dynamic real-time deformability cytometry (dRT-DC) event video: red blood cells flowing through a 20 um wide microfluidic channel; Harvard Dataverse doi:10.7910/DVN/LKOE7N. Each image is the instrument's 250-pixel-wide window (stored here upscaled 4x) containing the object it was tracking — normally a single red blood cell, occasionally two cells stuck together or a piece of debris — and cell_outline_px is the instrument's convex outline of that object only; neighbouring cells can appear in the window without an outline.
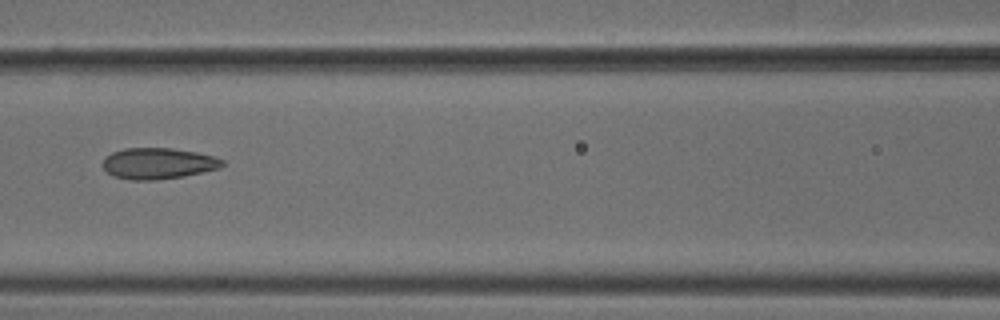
{"species": "common noctule bat (a hibernating species)", "species_latin": "Nyctalus noctula", "temperature_condition": "cold", "stored_images_in_passage": 6, "camera_frame_rate_fps": 3000, "um_per_image_px": 0.085, "animal": {"sex": "male", "body_mass_g": 18.8}, "frame": {"image": 1, "passage_image": 5, "time_ms": 1.333, "image_size_px": [1000, 320], "cell_outline_px": [[224, 164], [216, 168], [184, 176], [156, 180], [132, 180], [116, 176], [108, 172], [104, 168], [104, 160], [112, 152], [124, 148], [172, 148], [196, 152], [212, 156], [224, 160]], "centroid_in_image_um": [13.44, 13.88], "position_along_channel_um": 153.2, "area_um2": 21.27}}
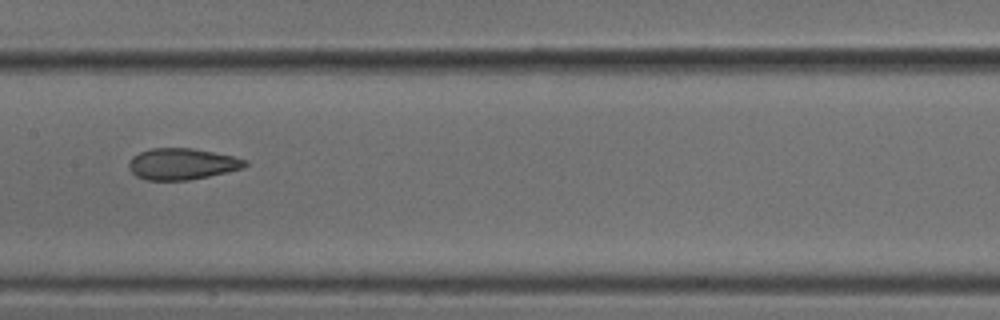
{"frame": {"image": 2, "passage_image": 6, "time_ms": 1.667, "image_size_px": [1000, 320], "cell_outline_px": [[248, 164], [244, 168], [228, 172], [188, 180], [148, 180], [136, 176], [128, 168], [128, 164], [132, 156], [140, 152], [152, 148], [192, 148], [232, 156], [248, 160]], "centroid_in_image_um": [15.47, 13.94], "position_along_channel_um": 191.9, "area_um2": 21.21}}